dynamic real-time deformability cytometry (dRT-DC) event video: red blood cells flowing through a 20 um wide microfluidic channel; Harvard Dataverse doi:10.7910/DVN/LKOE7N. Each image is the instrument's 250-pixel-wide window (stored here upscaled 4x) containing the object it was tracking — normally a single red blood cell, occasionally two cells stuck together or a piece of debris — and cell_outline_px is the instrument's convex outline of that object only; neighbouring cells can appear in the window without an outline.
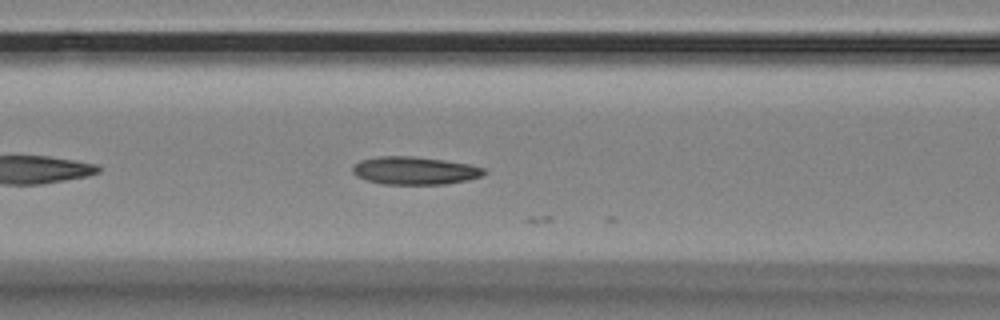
{"species": "Egyptian fruit bat (a non-hibernating species)", "species_latin": "Rousettus aegyptiacus", "temperature_condition": "room temperature", "stored_images_in_passage": 14, "camera_frame_rate_fps": 3000, "um_per_image_px": 0.085, "animal": {"sex": "female"}, "frame": {"image": 1, "passage_image": 10, "time_ms": 3.0, "image_size_px": [1000, 320], "cell_outline_px": [[488, 172], [480, 176], [468, 180], [444, 184], [380, 184], [356, 176], [352, 172], [352, 168], [360, 160], [376, 156], [412, 156], [444, 160], [468, 164], [484, 168]], "centroid_in_image_um": [35.24, 14.5], "position_along_channel_um": 131.4, "area_um2": 21.33}}